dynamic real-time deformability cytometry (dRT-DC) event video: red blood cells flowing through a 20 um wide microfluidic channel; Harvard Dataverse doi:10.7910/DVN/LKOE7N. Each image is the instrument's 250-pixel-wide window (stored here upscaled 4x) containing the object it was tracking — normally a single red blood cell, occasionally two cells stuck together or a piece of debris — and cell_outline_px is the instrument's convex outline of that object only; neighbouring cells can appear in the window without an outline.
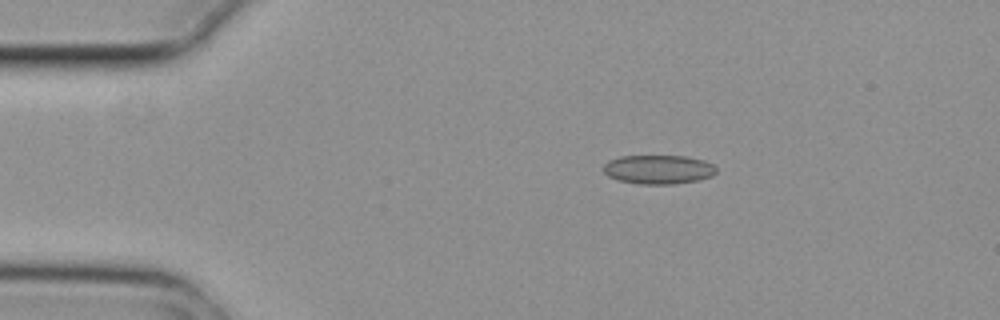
{"species": "common noctule bat (a hibernating species)", "species_latin": "Nyctalus noctula", "temperature_condition": "cold", "stored_images_in_passage": 9, "camera_frame_rate_fps": 3000, "um_per_image_px": 0.085, "animal": {"sex": "female", "body_mass_g": 29.2, "forearm_length_mm": 56.3}, "frame": {"image": 1, "passage_image": 2, "time_ms": 0.333, "image_size_px": [1000, 320], "cell_outline_px": [[716, 172], [712, 176], [700, 180], [672, 184], [640, 184], [620, 180], [608, 176], [604, 172], [604, 164], [608, 160], [620, 156], [684, 156], [704, 160], [712, 164], [716, 168]], "centroid_in_image_um": [55.97, 14.4], "position_along_channel_um": 29.0, "area_um2": 19.07}}
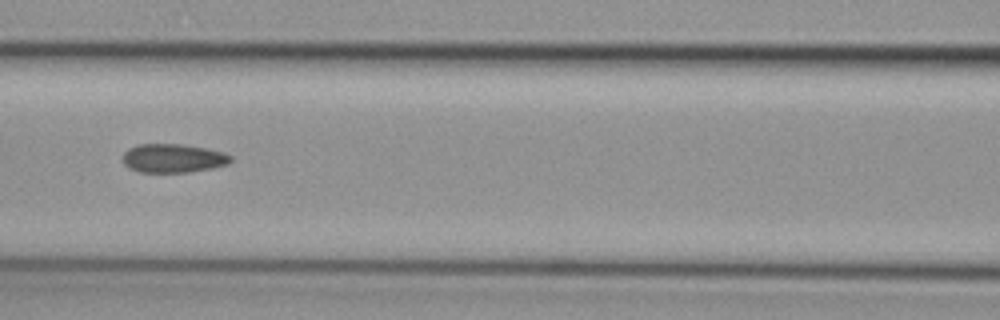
{"frame": {"image": 2, "passage_image": 6, "time_ms": 1.667, "image_size_px": [1000, 320], "cell_outline_px": [[232, 160], [228, 164], [212, 168], [188, 172], [140, 172], [128, 168], [124, 164], [124, 152], [128, 148], [136, 144], [180, 144], [208, 148], [224, 152], [232, 156]], "centroid_in_image_um": [14.73, 13.44], "position_along_channel_um": 151.9, "area_um2": 18.21}}
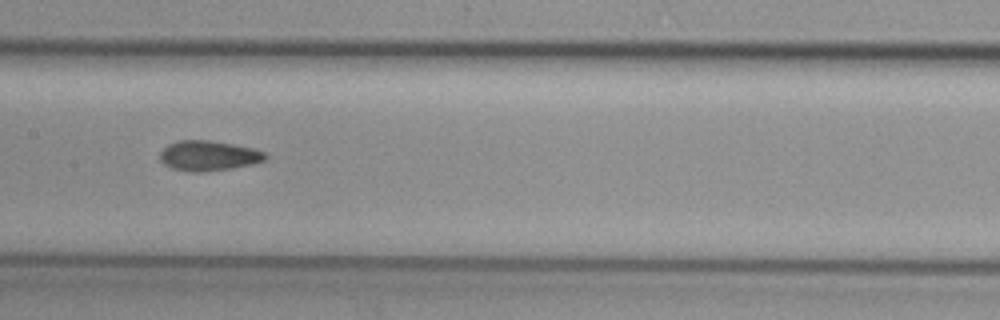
{"frame": {"image": 3, "passage_image": 7, "time_ms": 2.0, "image_size_px": [1000, 320], "cell_outline_px": [[268, 156], [264, 160], [252, 164], [232, 168], [204, 172], [192, 172], [172, 168], [164, 164], [160, 160], [160, 152], [168, 144], [180, 140], [208, 140], [232, 144], [252, 148], [264, 152]], "centroid_in_image_um": [17.71, 13.24], "position_along_channel_um": 189.7, "area_um2": 18.38}}